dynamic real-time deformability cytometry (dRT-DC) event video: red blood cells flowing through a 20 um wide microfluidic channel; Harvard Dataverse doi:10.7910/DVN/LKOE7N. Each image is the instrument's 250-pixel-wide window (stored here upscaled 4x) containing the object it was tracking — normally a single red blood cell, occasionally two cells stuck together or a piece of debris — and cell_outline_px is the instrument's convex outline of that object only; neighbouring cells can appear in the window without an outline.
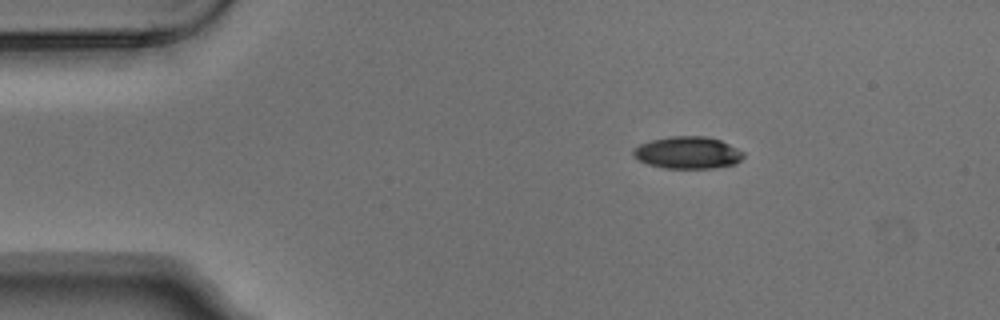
{"species": "Egyptian fruit bat (a non-hibernating species)", "species_latin": "Rousettus aegyptiacus", "temperature_condition": "warm", "stored_images_in_passage": 2, "camera_frame_rate_fps": 3000, "um_per_image_px": 0.085, "animal": {"sex": "male"}, "frame": {"image": 1, "passage_image": 1, "time_ms": 0.0, "image_size_px": [1000, 320], "cell_outline_px": [[744, 156], [736, 164], [712, 168], [664, 168], [648, 164], [632, 156], [632, 148], [640, 144], [652, 140], [672, 136], [704, 136], [720, 140], [744, 152]], "centroid_in_image_um": [58.44, 12.98], "position_along_channel_um": 26.6, "area_um2": 20.58}}